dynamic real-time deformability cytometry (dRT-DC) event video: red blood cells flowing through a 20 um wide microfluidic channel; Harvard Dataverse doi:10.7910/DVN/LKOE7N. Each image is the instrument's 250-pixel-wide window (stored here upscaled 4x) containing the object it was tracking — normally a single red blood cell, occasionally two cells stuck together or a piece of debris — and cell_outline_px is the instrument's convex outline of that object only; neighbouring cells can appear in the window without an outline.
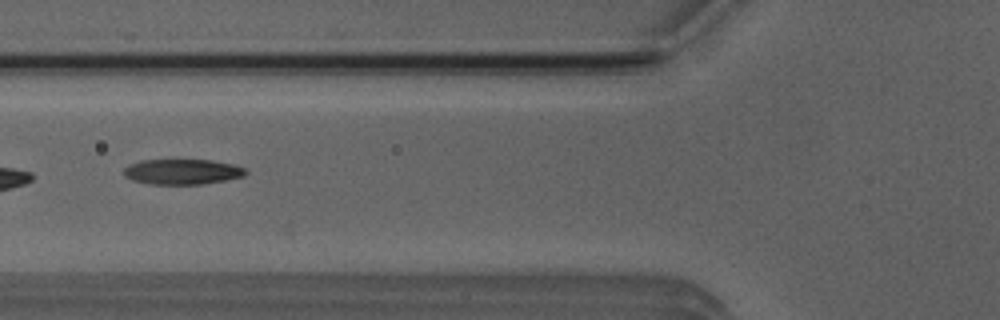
{"species": "Egyptian fruit bat (a non-hibernating species)", "species_latin": "Rousettus aegyptiacus", "temperature_condition": "room temperature", "stored_images_in_passage": 38, "camera_frame_rate_fps": 3000, "um_per_image_px": 0.085, "animal": {"sex": "male"}, "frame": {"image": 1, "passage_image": 5, "time_ms": 1.333, "image_size_px": [1000, 320], "cell_outline_px": [[248, 172], [244, 176], [224, 180], [200, 184], [148, 184], [132, 180], [124, 176], [124, 168], [128, 164], [140, 160], [212, 160], [232, 164], [244, 168]], "centroid_in_image_um": [15.45, 14.59], "position_along_channel_um": 110.3, "area_um2": 17.98}}
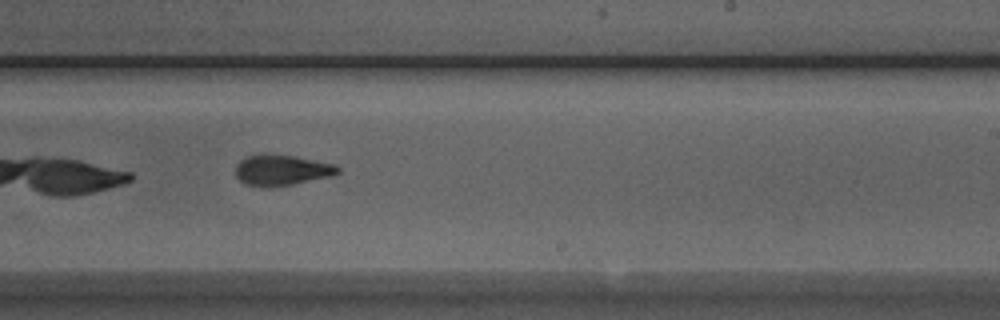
{"frame": {"image": 2, "passage_image": 17, "time_ms": 5.333, "image_size_px": [1000, 320], "cell_outline_px": [[340, 172], [332, 176], [292, 184], [268, 188], [244, 184], [236, 176], [236, 164], [240, 160], [248, 156], [296, 156], [336, 164], [340, 168]], "centroid_in_image_um": [23.98, 14.49], "position_along_channel_um": 265.0, "area_um2": 18.03}}
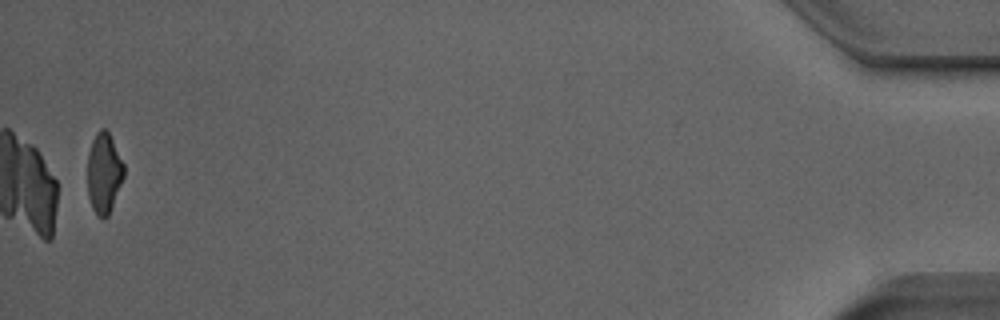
{"frame": {"image": 3, "passage_image": 37, "time_ms": 12.0, "image_size_px": [1000, 320], "cell_outline_px": [[124, 176], [108, 216], [104, 220], [96, 216], [92, 208], [88, 196], [88, 152], [92, 140], [96, 132], [100, 128], [104, 128], [108, 132], [124, 164]], "centroid_in_image_um": [8.82, 14.74], "position_along_channel_um": 426.4, "area_um2": 17.05}, "authors_computed_cell_mechanics": {"area_um2": 18.207, "velocity_mm_per_s": 3.8679, "shape_relaxation_time_tau1_ms": 8.3037, "shape_relaxation_time_tau2_ms": 2.3677, "deformation_change_tau1": 0.2487, "deformation_change_tau2": 0.1062}}